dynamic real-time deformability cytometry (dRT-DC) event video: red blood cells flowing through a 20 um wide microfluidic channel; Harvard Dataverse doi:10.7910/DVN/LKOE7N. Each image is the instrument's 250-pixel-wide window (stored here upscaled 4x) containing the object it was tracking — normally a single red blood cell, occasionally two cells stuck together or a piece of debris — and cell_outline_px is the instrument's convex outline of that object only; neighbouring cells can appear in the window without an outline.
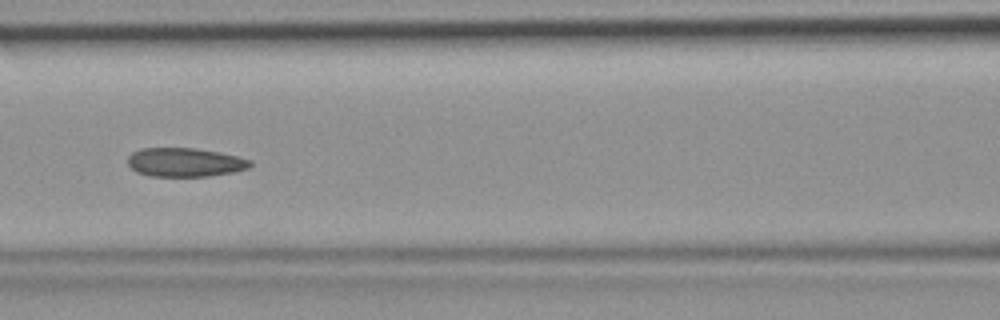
{"species": "common noctule bat (a hibernating species)", "species_latin": "Nyctalus noctula", "temperature_condition": "room temperature", "stored_images_in_passage": 42, "camera_frame_rate_fps": 3000, "um_per_image_px": 0.085, "animal": {"sex": "female", "body_mass_g": 19.9}, "frame": {"image": 1, "passage_image": 19, "time_ms": 6.0, "image_size_px": [1000, 320], "cell_outline_px": [[252, 164], [248, 168], [236, 172], [208, 176], [148, 176], [136, 172], [128, 164], [128, 156], [132, 152], [140, 148], [192, 148], [220, 152], [252, 160]], "centroid_in_image_um": [15.72, 13.8], "position_along_channel_um": 150.9, "area_um2": 20.69}}